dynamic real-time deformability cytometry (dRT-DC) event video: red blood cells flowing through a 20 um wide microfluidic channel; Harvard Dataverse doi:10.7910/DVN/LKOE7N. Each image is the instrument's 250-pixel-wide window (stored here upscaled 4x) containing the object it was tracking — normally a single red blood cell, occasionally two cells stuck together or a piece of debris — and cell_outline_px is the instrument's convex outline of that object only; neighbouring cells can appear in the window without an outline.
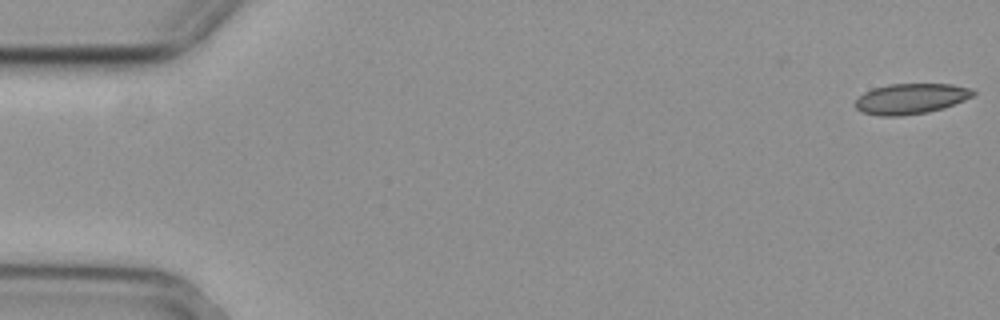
{"species": "common noctule bat (a hibernating species)", "species_latin": "Nyctalus noctula", "temperature_condition": "cold", "stored_images_in_passage": 2, "camera_frame_rate_fps": 3000, "um_per_image_px": 0.085, "animal": {"sex": "female", "body_mass_g": 29.2, "forearm_length_mm": 56.3}, "frame": {"image": 1, "passage_image": 2, "time_ms": 0.333, "image_size_px": [1000, 320], "cell_outline_px": [[976, 92], [972, 96], [964, 100], [944, 108], [928, 112], [900, 116], [880, 116], [860, 112], [856, 108], [856, 100], [864, 92], [872, 88], [888, 84], [952, 84], [972, 88]], "centroid_in_image_um": [77.42, 8.39], "position_along_channel_um": 7.6, "area_um2": 21.04}}